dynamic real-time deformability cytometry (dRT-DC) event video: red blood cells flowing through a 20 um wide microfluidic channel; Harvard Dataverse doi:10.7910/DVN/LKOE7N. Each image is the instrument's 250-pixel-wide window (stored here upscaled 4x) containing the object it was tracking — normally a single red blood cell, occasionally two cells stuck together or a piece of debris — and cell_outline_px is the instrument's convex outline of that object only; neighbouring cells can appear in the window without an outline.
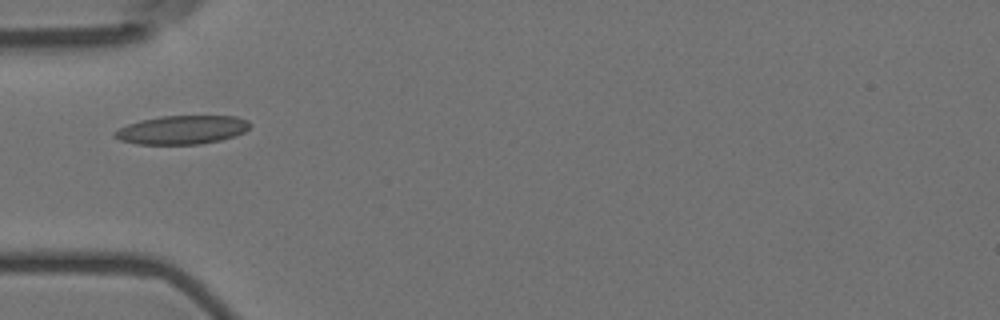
{"species": "Egyptian fruit bat (a non-hibernating species)", "species_latin": "Rousettus aegyptiacus", "temperature_condition": "room temperature", "stored_images_in_passage": 32, "camera_frame_rate_fps": 3000, "um_per_image_px": 0.085, "animal": {"sex": "female"}, "frame": {"image": 1, "passage_image": 1, "time_ms": 0.0, "image_size_px": [1000, 320], "cell_outline_px": [[252, 124], [244, 132], [236, 136], [220, 140], [200, 144], [136, 144], [120, 140], [112, 136], [112, 132], [128, 124], [140, 120], [160, 116], [236, 116], [248, 120]], "centroid_in_image_um": [15.47, 11.03], "position_along_channel_um": 69.5, "area_um2": 22.72}}
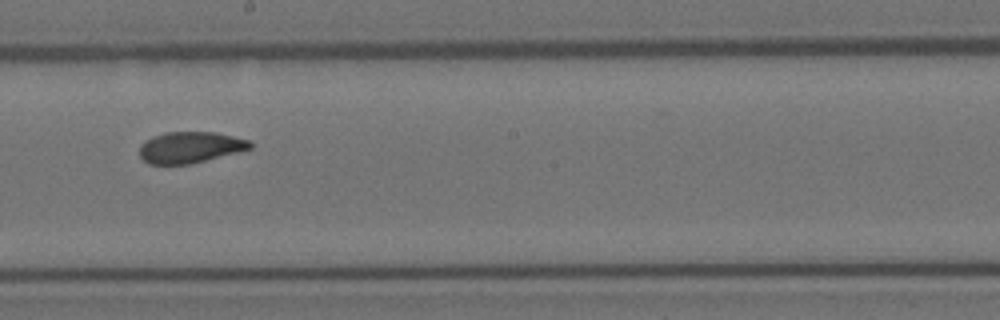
{"frame": {"image": 2, "passage_image": 14, "time_ms": 4.333, "image_size_px": [1000, 320], "cell_outline_px": [[252, 148], [192, 164], [148, 164], [140, 156], [140, 144], [144, 140], [152, 136], [164, 132], [216, 132], [248, 140], [252, 144]], "centroid_in_image_um": [16.12, 12.52], "position_along_channel_um": 232.1, "area_um2": 20.17}}
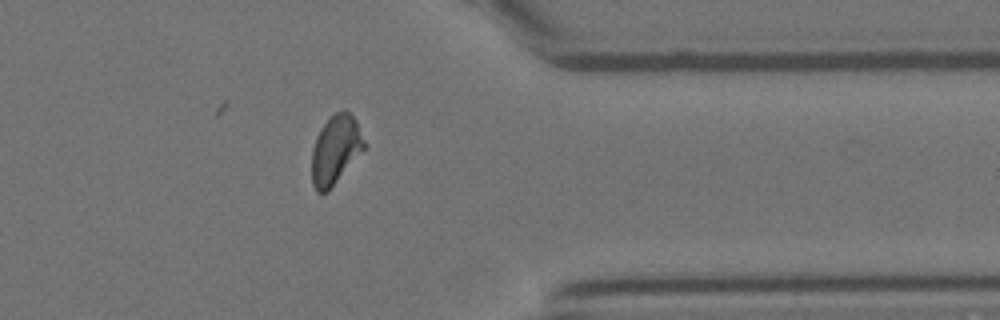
{"frame": {"image": 3, "passage_image": 27, "time_ms": 8.667, "image_size_px": [1000, 320], "cell_outline_px": [[368, 144], [328, 192], [316, 192], [312, 184], [312, 148], [316, 136], [320, 128], [336, 112], [344, 108], [356, 120]], "centroid_in_image_um": [28.53, 12.72], "position_along_channel_um": 382.9, "area_um2": 21.15}, "authors_computed_cell_mechanics": {"area_um2": 20.8658, "velocity_mm_per_s": 3.7339, "shape_relaxation_time_tau1_ms": 5.4292, "shape_relaxation_time_tau2_ms": 2.2477, "deformation_change_tau1": 0.1535, "deformation_change_tau2": 0.0684}}